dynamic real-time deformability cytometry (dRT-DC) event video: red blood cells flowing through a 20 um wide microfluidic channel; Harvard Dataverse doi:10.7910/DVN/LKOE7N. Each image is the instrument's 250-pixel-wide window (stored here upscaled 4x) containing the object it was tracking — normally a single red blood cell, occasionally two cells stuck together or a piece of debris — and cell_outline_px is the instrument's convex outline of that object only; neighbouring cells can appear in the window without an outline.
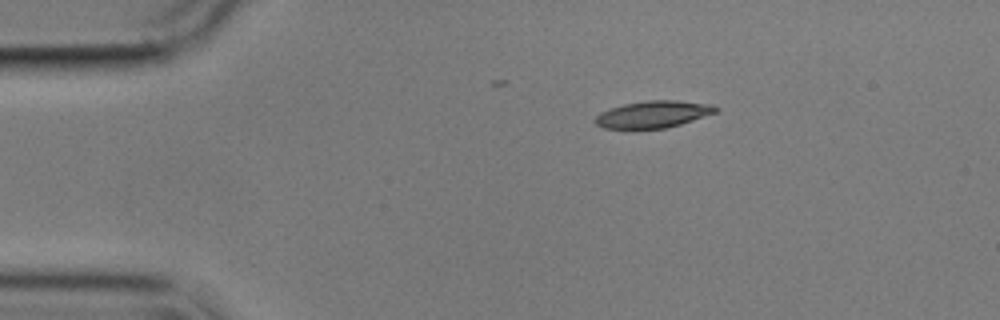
{"species": "common noctule bat (a hibernating species)", "species_latin": "Nyctalus noctula", "temperature_condition": "cold", "stored_images_in_passage": 7, "camera_frame_rate_fps": 3000, "um_per_image_px": 0.085, "animal": {"sex": "male", "body_mass_g": 17.9}, "frame": {"image": 1, "passage_image": 1, "time_ms": 0.0, "image_size_px": [1000, 320], "cell_outline_px": [[720, 108], [716, 112], [680, 124], [664, 128], [604, 128], [596, 124], [596, 116], [600, 112], [624, 104], [648, 100], [676, 100], [712, 104]], "centroid_in_image_um": [55.55, 9.7], "position_along_channel_um": 29.5, "area_um2": 18.61}}